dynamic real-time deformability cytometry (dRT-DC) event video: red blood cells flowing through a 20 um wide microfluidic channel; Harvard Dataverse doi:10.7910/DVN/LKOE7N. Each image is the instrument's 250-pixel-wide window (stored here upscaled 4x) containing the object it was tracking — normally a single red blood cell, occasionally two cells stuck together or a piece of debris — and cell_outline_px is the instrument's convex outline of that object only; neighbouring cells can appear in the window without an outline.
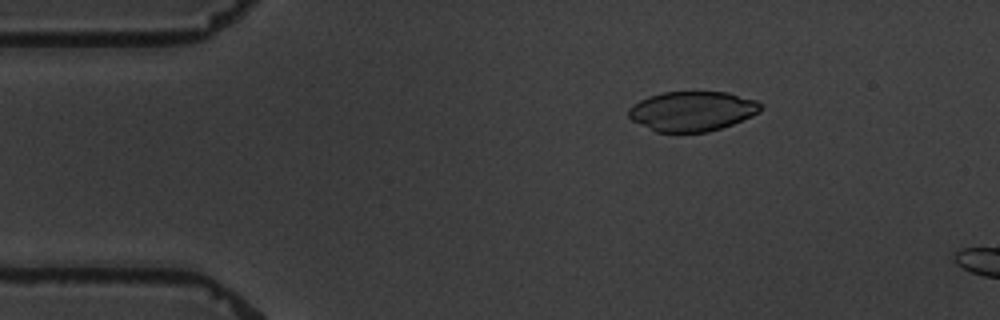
{"species": "common noctule bat (a hibernating species)", "species_latin": "Nyctalus noctula", "temperature_condition": "warm", "stored_images_in_passage": 5, "camera_frame_rate_fps": 3000, "um_per_image_px": 0.085, "animal": {"sex": "male", "body_mass_g": 19.5, "forearm_length_mm": 54.6}, "frame": {"image": 1, "passage_image": 3, "time_ms": 2.667, "image_size_px": [1000, 320], "cell_outline_px": [[764, 108], [760, 112], [752, 116], [732, 124], [708, 132], [656, 132], [632, 120], [628, 116], [628, 108], [632, 104], [648, 96], [660, 92], [728, 92], [756, 100], [764, 104]], "centroid_in_image_um": [58.85, 9.44], "position_along_channel_um": 26.1, "area_um2": 30.87}}